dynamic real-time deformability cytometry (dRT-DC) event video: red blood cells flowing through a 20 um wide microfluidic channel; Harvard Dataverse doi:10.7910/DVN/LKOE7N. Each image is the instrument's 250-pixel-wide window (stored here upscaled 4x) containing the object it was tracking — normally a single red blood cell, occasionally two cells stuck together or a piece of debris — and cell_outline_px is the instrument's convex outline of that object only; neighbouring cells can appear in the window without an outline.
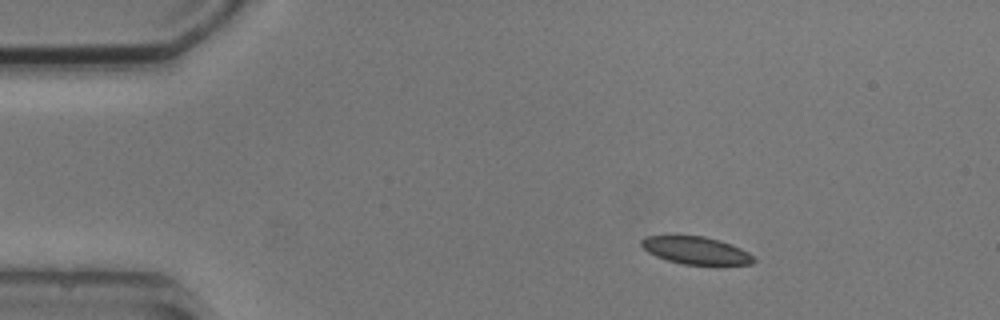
{"species": "common noctule bat (a hibernating species)", "species_latin": "Nyctalus noctula", "temperature_condition": "cold", "stored_images_in_passage": 4, "camera_frame_rate_fps": 3000, "um_per_image_px": 0.085, "animal": {"sex": "male", "body_mass_g": 20.5, "forearm_length_mm": 52.5}, "frame": {"image": 1, "passage_image": 2, "time_ms": 1.0, "image_size_px": [1000, 320], "cell_outline_px": [[756, 260], [752, 264], [684, 264], [668, 260], [656, 256], [648, 252], [640, 244], [640, 240], [644, 236], [704, 236], [720, 240], [732, 244], [748, 252]], "centroid_in_image_um": [59.14, 21.27], "position_along_channel_um": 25.9, "area_um2": 17.8}}